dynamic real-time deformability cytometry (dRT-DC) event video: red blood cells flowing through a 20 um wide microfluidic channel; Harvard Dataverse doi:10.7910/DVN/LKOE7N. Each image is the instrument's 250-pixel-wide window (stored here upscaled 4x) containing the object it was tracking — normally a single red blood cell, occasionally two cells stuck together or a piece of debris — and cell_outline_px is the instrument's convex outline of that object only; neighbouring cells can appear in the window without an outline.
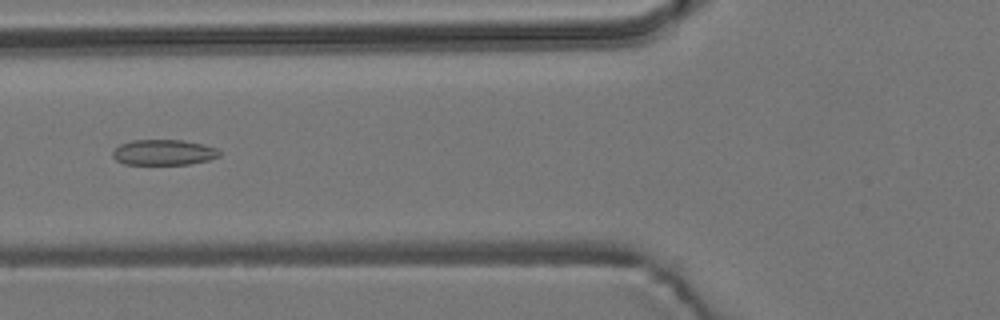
{"species": "common noctule bat (a hibernating species)", "species_latin": "Nyctalus noctula", "temperature_condition": "room temperature", "stored_images_in_passage": 2, "camera_frame_rate_fps": 3000, "um_per_image_px": 0.085, "animal": {"sex": "male", "body_mass_g": 19.2, "forearm_length_mm": 51.8}, "frame": {"image": 1, "passage_image": 2, "time_ms": 1.333, "image_size_px": [1000, 320], "cell_outline_px": [[220, 156], [208, 160], [188, 164], [124, 164], [116, 160], [112, 156], [112, 152], [120, 144], [132, 140], [184, 140], [204, 144], [216, 148], [220, 152]], "centroid_in_image_um": [13.91, 12.94], "position_along_channel_um": 111.9, "area_um2": 15.9}}